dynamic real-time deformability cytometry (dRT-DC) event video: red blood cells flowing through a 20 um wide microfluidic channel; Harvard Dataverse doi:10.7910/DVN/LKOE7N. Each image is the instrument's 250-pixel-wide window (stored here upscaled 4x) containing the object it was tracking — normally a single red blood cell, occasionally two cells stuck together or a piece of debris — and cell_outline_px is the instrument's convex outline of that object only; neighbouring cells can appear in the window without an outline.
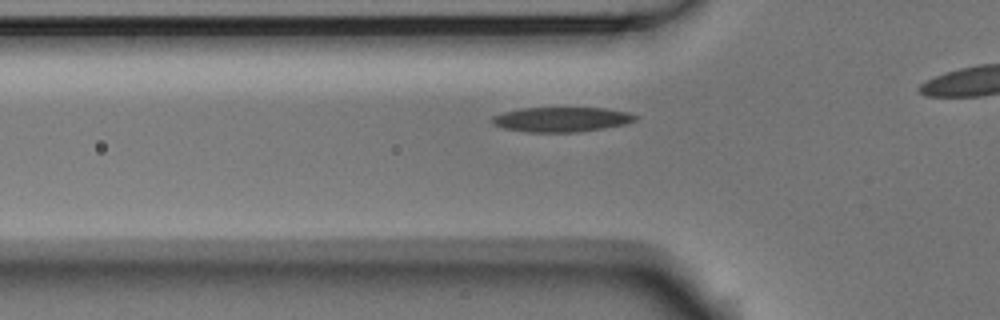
{"species": "Egyptian fruit bat (a non-hibernating species)", "species_latin": "Rousettus aegyptiacus", "temperature_condition": "room temperature", "stored_images_in_passage": 36, "camera_frame_rate_fps": 3000, "um_per_image_px": 0.085, "animal": {"sex": "male"}, "frame": {"image": 1, "passage_image": 10, "time_ms": 3.0, "image_size_px": [1000, 320], "cell_outline_px": [[640, 116], [636, 120], [628, 124], [580, 132], [524, 132], [504, 128], [492, 124], [492, 116], [504, 112], [520, 108], [604, 108], [628, 112]], "centroid_in_image_um": [47.76, 10.15], "position_along_channel_um": 78.0, "area_um2": 20.87}}
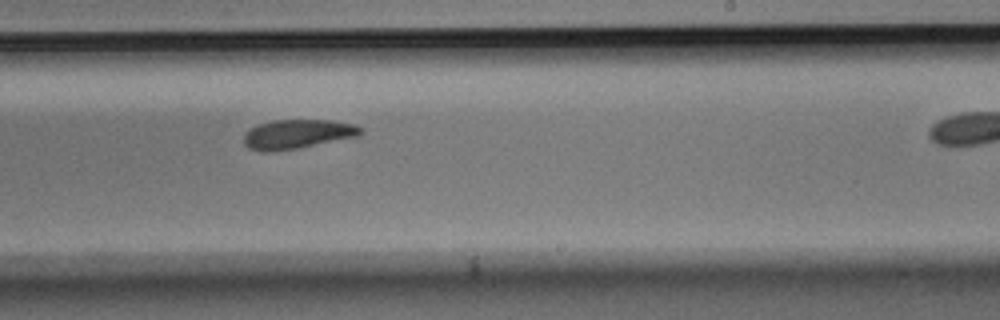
{"frame": {"image": 2, "passage_image": 25, "time_ms": 8.0, "image_size_px": [1000, 320], "cell_outline_px": [[364, 132], [356, 136], [296, 148], [268, 152], [264, 152], [248, 148], [244, 144], [244, 136], [252, 128], [260, 124], [272, 120], [332, 120], [352, 124], [364, 128]], "centroid_in_image_um": [25.28, 11.39], "position_along_channel_um": 263.7, "area_um2": 19.54}}
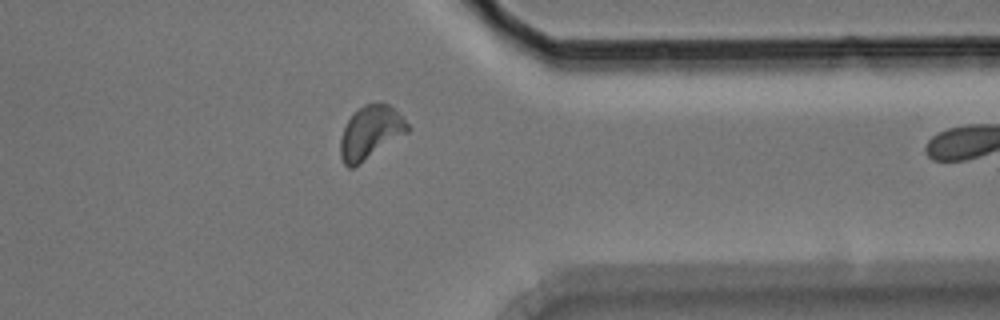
{"frame": {"image": 3, "passage_image": 35, "time_ms": 11.333, "image_size_px": [1000, 320], "cell_outline_px": [[412, 128], [408, 132], [360, 164], [352, 168], [348, 168], [344, 164], [340, 156], [340, 140], [344, 128], [348, 120], [364, 104], [380, 100], [388, 104]], "centroid_in_image_um": [31.49, 11.26], "position_along_channel_um": 379.9, "area_um2": 20.75}}